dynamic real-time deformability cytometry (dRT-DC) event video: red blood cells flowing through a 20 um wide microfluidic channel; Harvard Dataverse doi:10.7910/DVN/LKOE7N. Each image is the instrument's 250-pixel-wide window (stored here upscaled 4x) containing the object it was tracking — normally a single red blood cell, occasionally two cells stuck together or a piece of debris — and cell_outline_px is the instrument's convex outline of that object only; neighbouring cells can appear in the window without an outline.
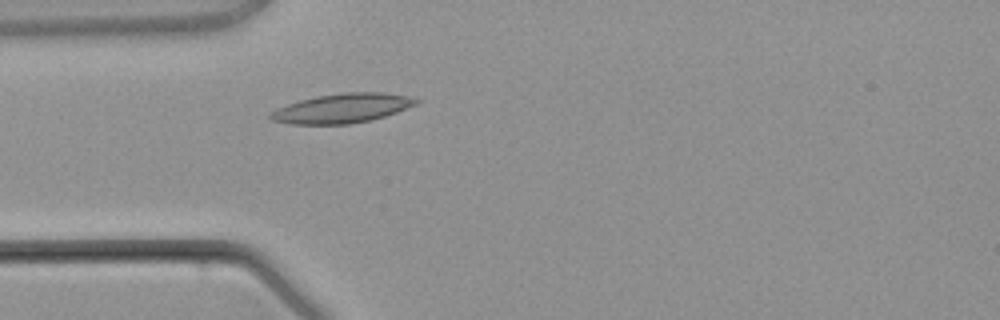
{"species": "common noctule bat (a hibernating species)", "species_latin": "Nyctalus noctula", "temperature_condition": "warm", "stored_images_in_passage": 3, "camera_frame_rate_fps": 3000, "um_per_image_px": 0.085, "animal": {"sex": "male", "body_mass_g": 21.5, "forearm_length_mm": 52.0}, "frame": {"image": 1, "passage_image": 3, "time_ms": 2.667, "image_size_px": [1000, 320], "cell_outline_px": [[420, 100], [416, 104], [396, 112], [384, 116], [368, 120], [348, 124], [292, 124], [272, 120], [268, 116], [268, 112], [276, 108], [300, 100], [316, 96], [344, 92], [384, 92], [408, 96]], "centroid_in_image_um": [29.04, 9.19], "position_along_channel_um": 56.0, "area_um2": 24.8}}